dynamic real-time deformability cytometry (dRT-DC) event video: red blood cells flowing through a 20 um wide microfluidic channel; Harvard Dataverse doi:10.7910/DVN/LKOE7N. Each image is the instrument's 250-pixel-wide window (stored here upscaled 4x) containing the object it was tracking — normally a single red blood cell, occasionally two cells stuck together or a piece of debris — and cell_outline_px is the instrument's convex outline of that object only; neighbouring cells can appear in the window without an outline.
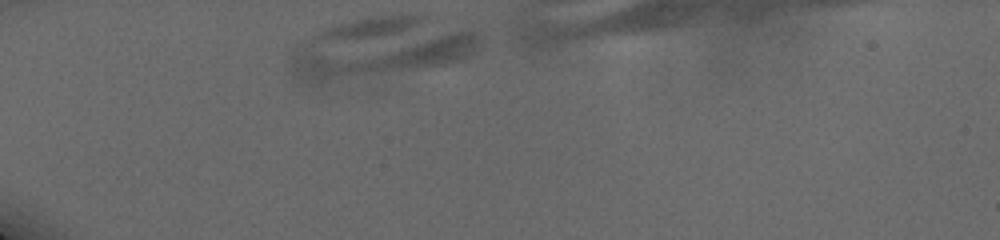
{"species": "human", "species_latin": "Homo sapiens", "temperature_condition": "cold", "stored_images_in_passage": 18, "segment_of_instrument_passage": [1, 2], "camera_frame_rate_fps": 3000, "um_per_image_px": 0.085, "donor": {"sex": "male"}, "frame": {"image": 1, "passage_image": 1, "time_ms": 0.0, "image_size_px": [1000, 240], "cell_outline_px": [[484, 40], [472, 52], [460, 60], [444, 64], [316, 84], [304, 84], [296, 80], [292, 76], [288, 64], [292, 52], [312, 36], [328, 28], [340, 24], [356, 20], [380, 16], [428, 16], [472, 28], [480, 32], [484, 36]], "centroid_in_image_um": [32.37, 4.07], "position_along_channel_um": 52.6, "area_um2": 65.83}}